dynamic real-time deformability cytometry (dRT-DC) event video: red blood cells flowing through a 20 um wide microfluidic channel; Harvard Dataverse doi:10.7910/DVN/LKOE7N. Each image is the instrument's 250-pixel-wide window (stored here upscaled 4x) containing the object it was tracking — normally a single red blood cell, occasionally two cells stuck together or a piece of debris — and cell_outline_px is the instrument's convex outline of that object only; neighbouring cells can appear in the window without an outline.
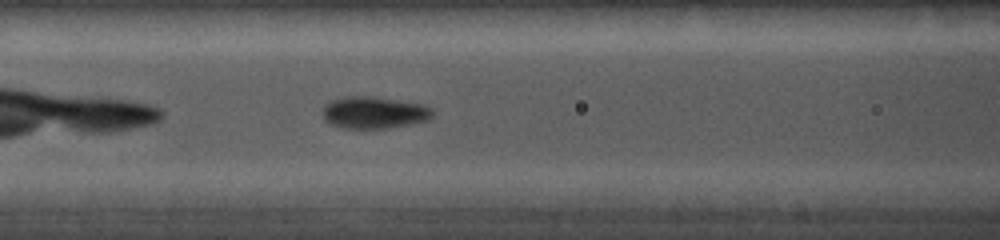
{"species": "common noctule bat (a hibernating species)", "species_latin": "Nyctalus noctula", "temperature_condition": "cold", "stored_images_in_passage": 22, "camera_frame_rate_fps": 5000, "um_per_image_px": 0.085, "animal": {"sex": "female", "body_mass_g": 19.0, "forearm_length_mm": 56.7}, "frame": {"image": 1, "passage_image": 5, "time_ms": 2.0, "image_size_px": [1000, 240], "cell_outline_px": [[432, 116], [428, 120], [388, 128], [344, 128], [328, 124], [324, 120], [320, 108], [328, 100], [344, 96], [372, 96], [424, 104], [432, 108]], "centroid_in_image_um": [31.71, 9.55], "position_along_channel_um": 134.9, "area_um2": 20.87}}
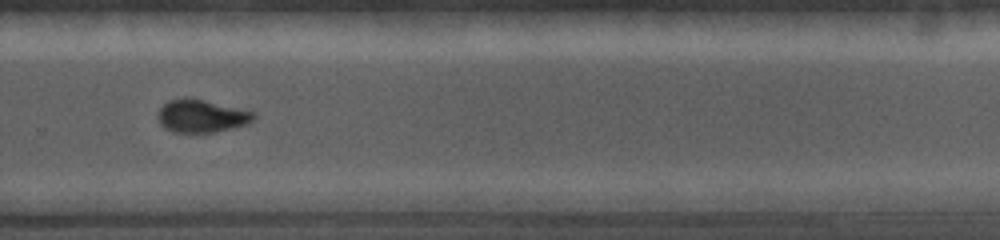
{"frame": {"image": 2, "passage_image": 13, "time_ms": 6.0, "image_size_px": [1000, 240], "cell_outline_px": [[256, 116], [248, 124], [212, 132], [176, 132], [164, 128], [160, 124], [156, 116], [160, 108], [168, 100], [188, 96], [256, 112]], "centroid_in_image_um": [17.1, 9.84], "position_along_channel_um": 312.7, "area_um2": 18.44}}
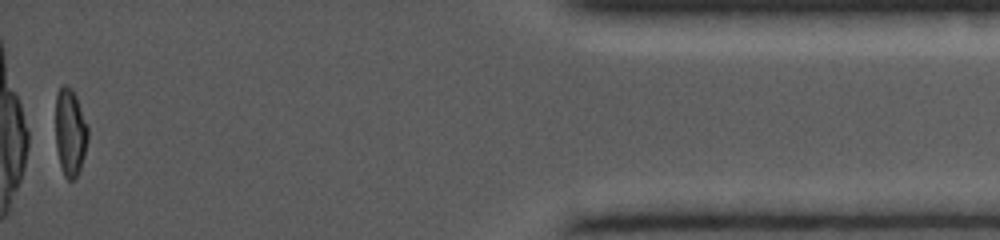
{"frame": {"image": 3, "passage_image": 22, "time_ms": 10.0, "image_size_px": [1000, 240], "cell_outline_px": [[88, 140], [84, 156], [80, 168], [76, 176], [72, 180], [68, 180], [64, 176], [60, 164], [56, 148], [56, 92], [64, 84], [72, 88], [76, 96], [88, 124]], "centroid_in_image_um": [5.97, 11.22], "position_along_channel_um": 429.2, "area_um2": 16.59}}